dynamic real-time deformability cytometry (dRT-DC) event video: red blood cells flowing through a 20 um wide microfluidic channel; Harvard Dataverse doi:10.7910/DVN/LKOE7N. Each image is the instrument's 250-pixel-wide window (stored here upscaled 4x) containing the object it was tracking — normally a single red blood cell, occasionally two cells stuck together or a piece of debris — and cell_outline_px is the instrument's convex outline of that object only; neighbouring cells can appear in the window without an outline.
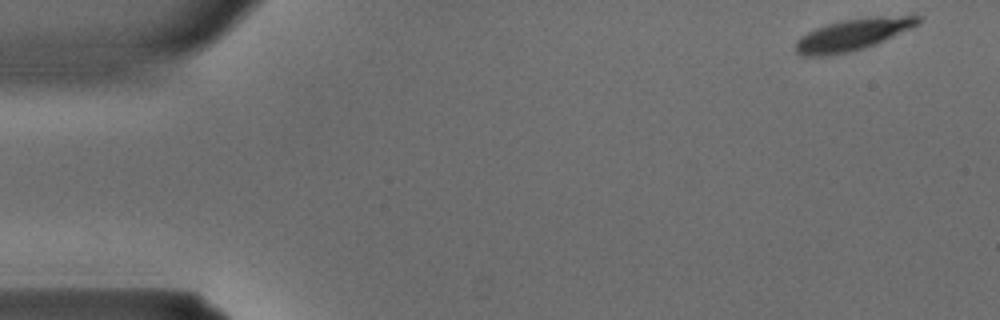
{"species": "common noctule bat (a hibernating species)", "species_latin": "Nyctalus noctula", "temperature_condition": "warm", "stored_images_in_passage": 35, "camera_frame_rate_fps": 3000, "um_per_image_px": 0.085, "animal": {"sex": "male", "body_mass_g": 15.6}, "frame": {"image": 1, "passage_image": 1, "time_ms": 0.0, "image_size_px": [1000, 320], "cell_outline_px": [[920, 24], [884, 40], [864, 48], [848, 52], [820, 56], [800, 56], [796, 52], [796, 40], [800, 36], [816, 28], [840, 20], [876, 16], [920, 16]], "centroid_in_image_um": [72.45, 2.94], "position_along_channel_um": 12.5, "area_um2": 22.31}}
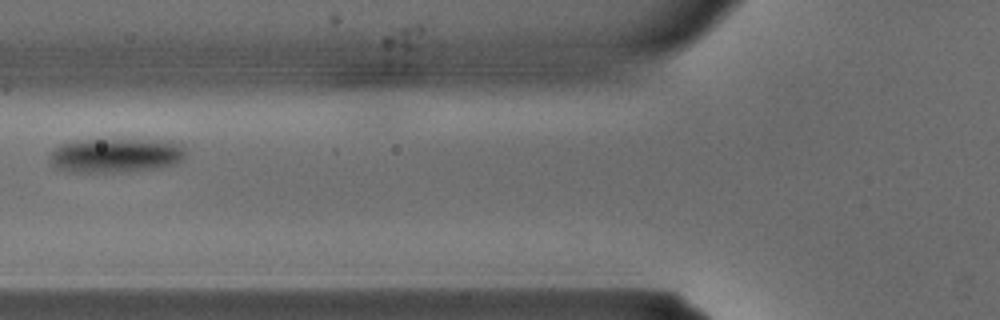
{"frame": {"image": 2, "passage_image": 13, "time_ms": 4.0, "image_size_px": [1000, 320], "cell_outline_px": [[188, 152], [184, 160], [176, 164], [160, 168], [136, 172], [68, 172], [52, 168], [48, 160], [48, 156], [60, 144], [76, 140], [172, 140], [180, 144]], "centroid_in_image_um": [9.87, 13.23], "position_along_channel_um": 115.9, "area_um2": 28.15}}
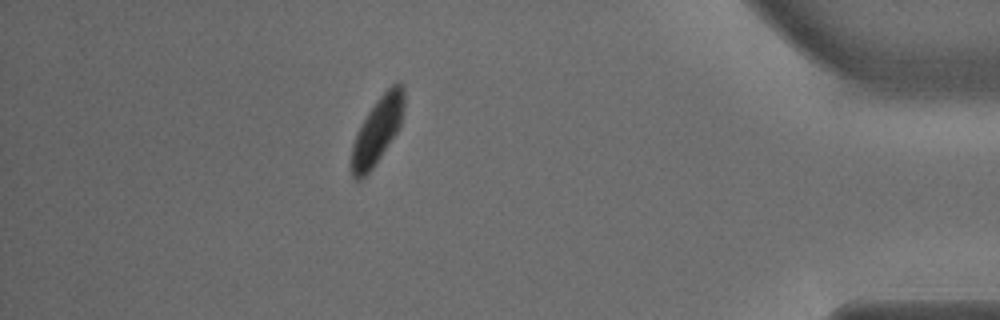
{"frame": {"image": 3, "passage_image": 31, "time_ms": 10.0, "image_size_px": [1000, 320], "cell_outline_px": [[404, 108], [400, 124], [396, 132], [376, 164], [364, 180], [356, 180], [352, 176], [348, 164], [352, 144], [356, 132], [368, 112], [376, 100], [396, 80], [404, 88]], "centroid_in_image_um": [32.01, 11.17], "position_along_channel_um": 403.2, "area_um2": 20.81}}